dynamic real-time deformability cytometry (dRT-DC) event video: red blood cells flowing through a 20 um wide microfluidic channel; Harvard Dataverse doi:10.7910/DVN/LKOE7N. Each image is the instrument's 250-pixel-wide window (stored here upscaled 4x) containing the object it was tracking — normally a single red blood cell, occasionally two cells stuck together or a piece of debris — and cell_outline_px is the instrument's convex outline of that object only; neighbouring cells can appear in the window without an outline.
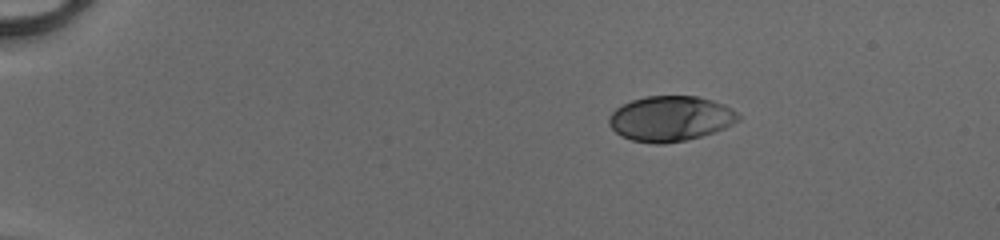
{"species": "human", "species_latin": "Homo sapiens", "temperature_condition": "cold", "stored_images_in_passage": 43, "camera_frame_rate_fps": 3000, "um_per_image_px": 0.085, "donor": {"sex": "male"}, "frame": {"image": 1, "passage_image": 1, "time_ms": 0.0, "image_size_px": [1000, 240], "cell_outline_px": [[740, 120], [724, 128], [700, 136], [684, 140], [664, 144], [652, 144], [632, 140], [620, 136], [608, 124], [608, 116], [616, 108], [632, 100], [648, 96], [696, 96], [712, 100], [724, 104], [732, 108], [740, 116]], "centroid_in_image_um": [56.97, 10.08], "position_along_channel_um": 28.0, "area_um2": 34.04}}
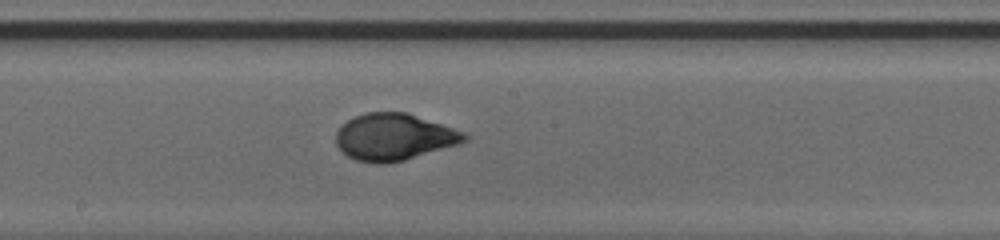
{"frame": {"image": 2, "passage_image": 22, "time_ms": 7.0, "image_size_px": [1000, 240], "cell_outline_px": [[472, 136], [468, 140], [460, 144], [404, 160], [388, 164], [376, 164], [356, 160], [348, 156], [336, 144], [336, 132], [340, 124], [364, 112], [408, 112], [464, 132]], "centroid_in_image_um": [33.51, 11.64], "position_along_channel_um": 214.7, "area_um2": 35.32}}
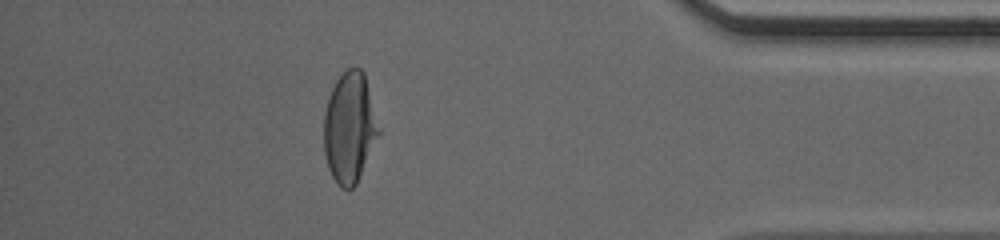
{"frame": {"image": 3, "passage_image": 38, "time_ms": 12.333, "image_size_px": [1000, 240], "cell_outline_px": [[380, 132], [356, 184], [348, 192], [340, 188], [336, 184], [328, 168], [324, 152], [324, 112], [328, 96], [336, 80], [348, 68], [356, 64], [364, 72], [380, 128]], "centroid_in_image_um": [29.7, 10.85], "position_along_channel_um": 405.5, "area_um2": 35.6}, "authors_computed_cell_mechanics": {"area_um2": 34.969, "velocity_mm_per_s": 4.1395, "shape_relaxation_time_tau1_ms": 3.4556, "shape_relaxation_time_tau2_ms": null, "deformation_change_tau1": 0.1893, "deformation_change_tau2": null}}